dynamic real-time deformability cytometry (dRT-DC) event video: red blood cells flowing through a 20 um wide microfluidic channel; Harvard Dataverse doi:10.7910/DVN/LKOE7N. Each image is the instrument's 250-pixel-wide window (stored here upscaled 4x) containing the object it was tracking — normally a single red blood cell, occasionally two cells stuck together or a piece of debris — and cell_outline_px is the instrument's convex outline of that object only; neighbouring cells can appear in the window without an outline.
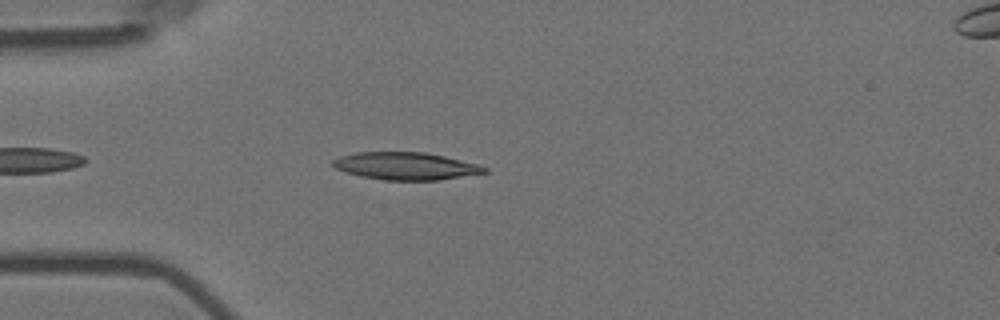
{"species": "Egyptian fruit bat (a non-hibernating species)", "species_latin": "Rousettus aegyptiacus", "temperature_condition": "room temperature", "stored_images_in_passage": 3, "camera_frame_rate_fps": 3000, "um_per_image_px": 0.085, "animal": {"sex": "female"}, "frame": {"image": 1, "passage_image": 3, "time_ms": 0.667, "image_size_px": [1000, 320], "cell_outline_px": [[488, 172], [440, 180], [384, 180], [360, 176], [344, 172], [336, 168], [332, 164], [332, 160], [340, 156], [356, 152], [424, 152], [444, 156], [476, 164], [488, 168]], "centroid_in_image_um": [34.46, 14.11], "position_along_channel_um": 50.5, "area_um2": 24.22}}